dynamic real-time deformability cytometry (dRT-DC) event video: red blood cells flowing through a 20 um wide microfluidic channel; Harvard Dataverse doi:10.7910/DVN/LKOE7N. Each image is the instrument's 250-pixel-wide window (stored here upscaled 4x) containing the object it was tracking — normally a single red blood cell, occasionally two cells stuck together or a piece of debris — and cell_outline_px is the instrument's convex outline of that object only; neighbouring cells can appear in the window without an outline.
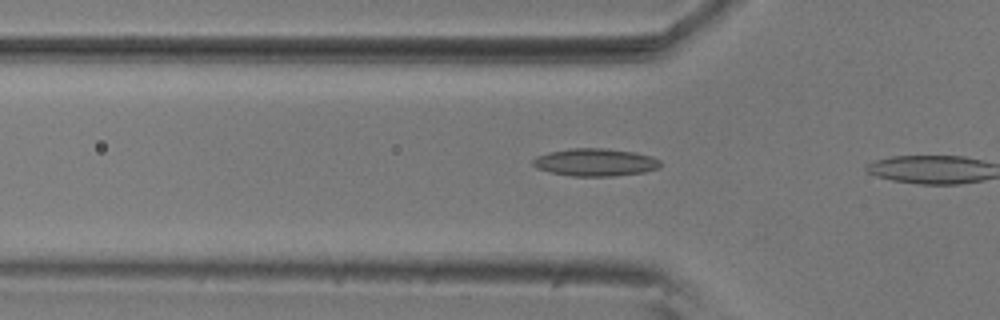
{"species": "common noctule bat (a hibernating species)", "species_latin": "Nyctalus noctula", "temperature_condition": "room temperature", "stored_images_in_passage": 7, "camera_frame_rate_fps": 3000, "um_per_image_px": 0.085, "animal": {"sex": "male", "body_mass_g": 20.5, "forearm_length_mm": 52.5}, "frame": {"image": 1, "passage_image": 5, "time_ms": 1.333, "image_size_px": [1000, 320], "cell_outline_px": [[660, 168], [644, 172], [612, 176], [572, 176], [552, 172], [536, 168], [532, 164], [532, 160], [536, 156], [548, 152], [572, 148], [604, 148], [636, 152], [652, 156], [660, 160]], "centroid_in_image_um": [50.6, 13.79], "position_along_channel_um": 75.2, "area_um2": 20.58}}